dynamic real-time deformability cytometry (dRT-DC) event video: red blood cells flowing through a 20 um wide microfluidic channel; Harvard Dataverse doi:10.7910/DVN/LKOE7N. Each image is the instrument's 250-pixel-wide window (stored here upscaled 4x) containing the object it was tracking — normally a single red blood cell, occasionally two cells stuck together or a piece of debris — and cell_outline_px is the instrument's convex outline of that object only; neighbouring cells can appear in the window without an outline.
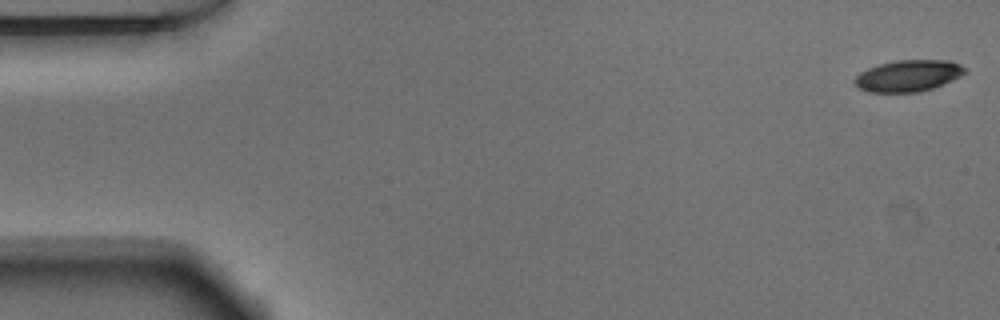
{"species": "Egyptian fruit bat (a non-hibernating species)", "species_latin": "Rousettus aegyptiacus", "temperature_condition": "warm", "stored_images_in_passage": 52, "camera_frame_rate_fps": 3000, "um_per_image_px": 0.085, "animal": {"sex": "male"}, "frame": {"image": 1, "passage_image": 1, "time_ms": 0.0, "image_size_px": [1000, 320], "cell_outline_px": [[968, 72], [952, 80], [932, 88], [920, 92], [868, 92], [856, 88], [852, 80], [860, 72], [868, 68], [880, 64], [896, 60], [948, 60], [960, 64]], "centroid_in_image_um": [77.16, 6.44], "position_along_channel_um": 7.8, "area_um2": 20.35}}
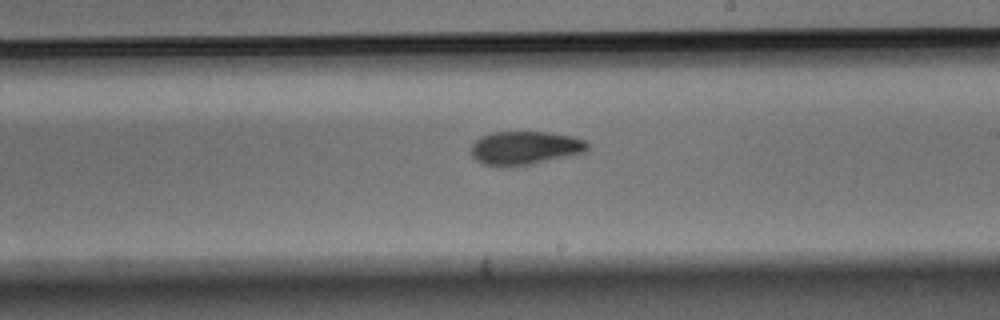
{"frame": {"image": 2, "passage_image": 30, "time_ms": 9.667, "image_size_px": [1000, 320], "cell_outline_px": [[588, 148], [584, 152], [532, 164], [496, 168], [484, 164], [476, 160], [472, 156], [472, 144], [480, 136], [492, 132], [544, 132], [572, 136], [584, 140], [588, 144]], "centroid_in_image_um": [44.57, 12.58], "position_along_channel_um": 244.4, "area_um2": 22.72}}
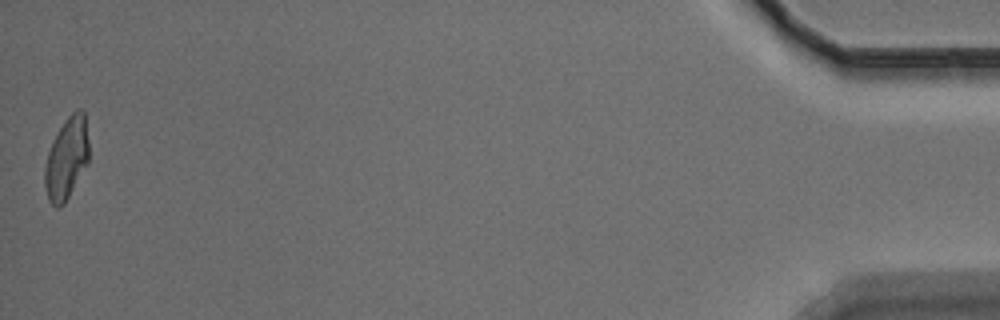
{"frame": {"image": 3, "passage_image": 52, "time_ms": 17.0, "image_size_px": [1000, 320], "cell_outline_px": [[88, 164], [64, 204], [60, 208], [56, 208], [48, 200], [44, 184], [44, 168], [48, 152], [52, 140], [68, 116], [76, 108], [80, 108], [84, 112], [88, 140]], "centroid_in_image_um": [5.65, 13.49], "position_along_channel_um": 429.5, "area_um2": 21.15}, "authors_computed_cell_mechanics": {"area_um2": 21.8484, "velocity_mm_per_s": 3.8384, "shape_relaxation_time_tau1_ms": 4.1622, "shape_relaxation_time_tau2_ms": 2.8337, "deformation_change_tau1": 0.1502, "deformation_change_tau2": 0.0907}}